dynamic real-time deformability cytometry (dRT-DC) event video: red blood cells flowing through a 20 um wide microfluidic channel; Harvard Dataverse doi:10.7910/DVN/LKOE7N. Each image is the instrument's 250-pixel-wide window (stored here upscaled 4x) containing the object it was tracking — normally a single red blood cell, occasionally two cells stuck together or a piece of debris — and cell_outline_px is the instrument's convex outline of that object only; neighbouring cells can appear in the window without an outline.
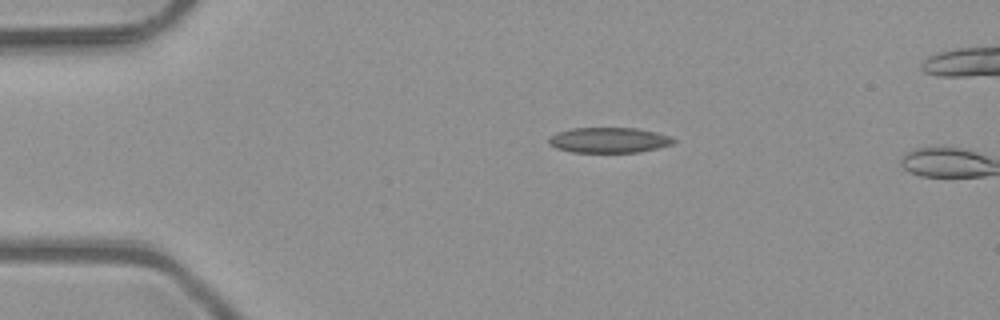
{"species": "common noctule bat (a hibernating species)", "species_latin": "Nyctalus noctula", "temperature_condition": "room temperature", "stored_images_in_passage": 12, "camera_frame_rate_fps": 3000, "um_per_image_px": 0.085, "animal": {"sex": "male", "body_mass_g": 23.1, "forearm_length_mm": 52.7}, "frame": {"image": 1, "passage_image": 10, "time_ms": 3.0, "image_size_px": [1000, 320], "cell_outline_px": [[676, 140], [672, 144], [640, 152], [572, 152], [556, 148], [548, 144], [548, 140], [552, 136], [560, 132], [572, 128], [636, 128], [656, 132], [672, 136]], "centroid_in_image_um": [51.79, 11.91], "position_along_channel_um": 33.2, "area_um2": 18.32}}